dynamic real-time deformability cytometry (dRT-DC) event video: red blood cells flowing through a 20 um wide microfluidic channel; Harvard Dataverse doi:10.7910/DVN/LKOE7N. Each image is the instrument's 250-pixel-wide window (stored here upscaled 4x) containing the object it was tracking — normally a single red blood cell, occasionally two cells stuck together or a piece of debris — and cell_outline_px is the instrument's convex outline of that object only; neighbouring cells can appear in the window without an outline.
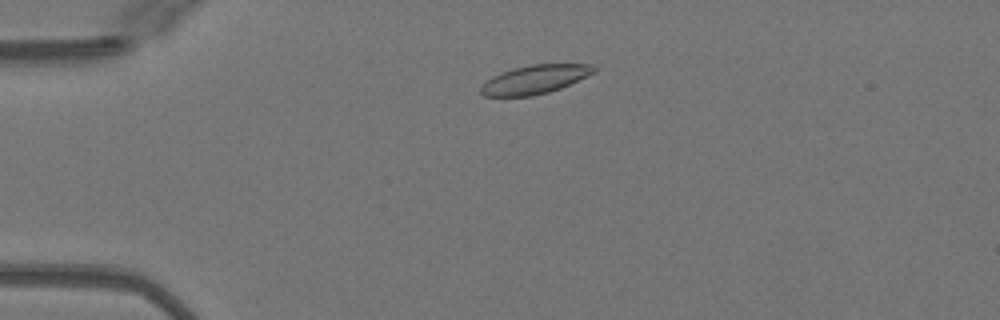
{"species": "Egyptian fruit bat (a non-hibernating species)", "species_latin": "Rousettus aegyptiacus", "temperature_condition": "warm", "stored_images_in_passage": 46, "camera_frame_rate_fps": 3000, "um_per_image_px": 0.085, "animal": {"sex": "female"}, "frame": {"image": 1, "passage_image": 8, "time_ms": 2.333, "image_size_px": [1000, 320], "cell_outline_px": [[596, 72], [560, 88], [548, 92], [532, 96], [484, 96], [480, 92], [480, 88], [492, 76], [500, 72], [532, 64], [592, 64], [596, 68]], "centroid_in_image_um": [45.47, 6.75], "position_along_channel_um": 39.5, "area_um2": 18.73}}
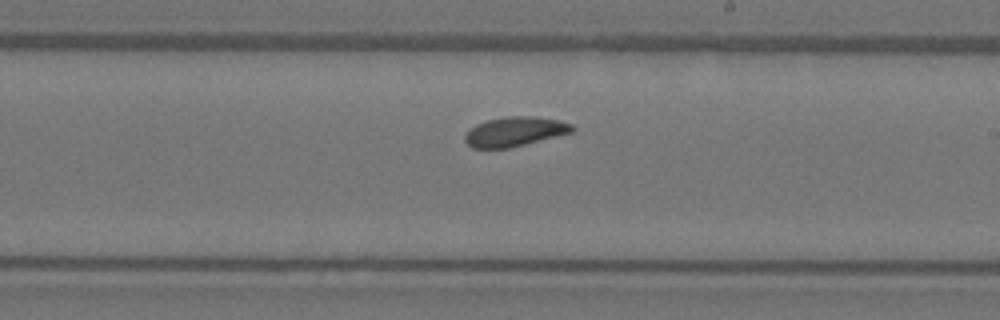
{"frame": {"image": 2, "passage_image": 26, "time_ms": 8.333, "image_size_px": [1000, 320], "cell_outline_px": [[576, 128], [572, 132], [508, 148], [472, 148], [464, 140], [464, 136], [476, 124], [488, 120], [504, 116], [532, 116], [560, 120], [572, 124]], "centroid_in_image_um": [43.76, 11.17], "position_along_channel_um": 245.2, "area_um2": 18.26}}
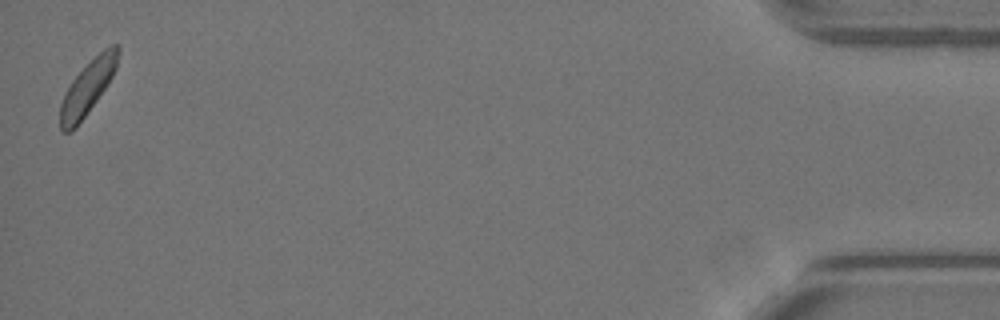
{"frame": {"image": 3, "passage_image": 46, "time_ms": 15.0, "image_size_px": [1000, 320], "cell_outline_px": [[120, 52], [116, 68], [112, 76], [96, 100], [76, 128], [72, 132], [64, 132], [60, 128], [60, 104], [72, 80], [104, 48], [112, 44], [120, 44]], "centroid_in_image_um": [7.46, 7.44], "position_along_channel_um": 427.7, "area_um2": 17.63}, "authors_computed_cell_mechanics": {"area_um2": 18.7272, "velocity_mm_per_s": 4.0401, "shape_relaxation_time_tau1_ms": 1.9677, "shape_relaxation_time_tau2_ms": 5.1298, "deformation_change_tau1": 0.0828, "deformation_change_tau2": 0.1101}}